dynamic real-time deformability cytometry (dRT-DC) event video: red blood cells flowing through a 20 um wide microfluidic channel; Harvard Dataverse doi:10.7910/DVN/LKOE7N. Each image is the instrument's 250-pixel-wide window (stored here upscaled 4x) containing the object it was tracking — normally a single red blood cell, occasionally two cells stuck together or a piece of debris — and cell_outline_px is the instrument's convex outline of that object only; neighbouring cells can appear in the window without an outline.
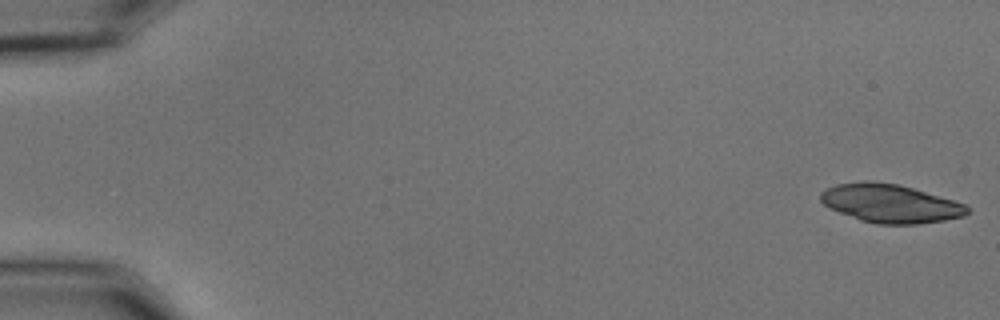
{"species": "common noctule bat (a hibernating species)", "species_latin": "Nyctalus noctula", "temperature_condition": "cold", "stored_images_in_passage": 54, "camera_frame_rate_fps": 3000, "um_per_image_px": 0.085, "animal": {"sex": "male", "body_mass_g": 15.6}, "frame": {"image": 1, "passage_image": 1, "time_ms": 0.0, "image_size_px": [1000, 320], "cell_outline_px": [[968, 212], [964, 216], [944, 220], [916, 224], [876, 224], [860, 220], [828, 208], [820, 200], [820, 192], [836, 184], [864, 180], [868, 180], [896, 184], [912, 188], [952, 200], [964, 204], [968, 208]], "centroid_in_image_um": [75.62, 17.29], "position_along_channel_um": 9.4, "area_um2": 32.66}}